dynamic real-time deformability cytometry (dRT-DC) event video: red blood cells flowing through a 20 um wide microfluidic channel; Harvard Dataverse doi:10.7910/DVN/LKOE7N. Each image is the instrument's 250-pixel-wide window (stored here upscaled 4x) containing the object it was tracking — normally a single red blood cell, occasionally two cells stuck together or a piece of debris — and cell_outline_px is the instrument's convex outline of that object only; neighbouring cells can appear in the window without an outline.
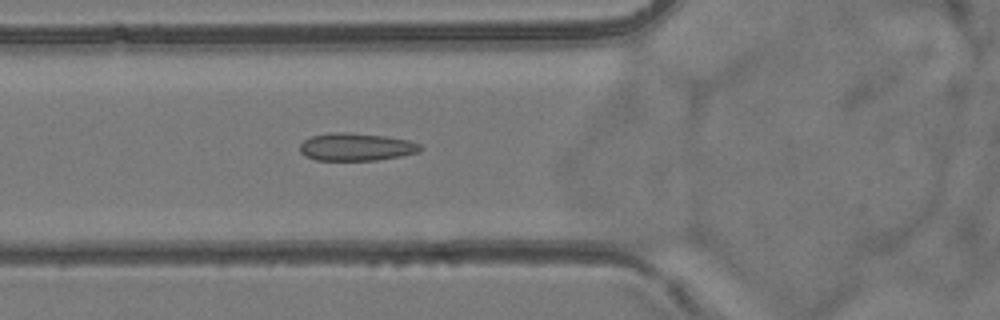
{"species": "common noctule bat (a hibernating species)", "species_latin": "Nyctalus noctula", "temperature_condition": "room temperature", "stored_images_in_passage": 54, "camera_frame_rate_fps": 3000, "um_per_image_px": 0.085, "animal": {"sex": "female", "body_mass_g": 24.6, "forearm_length_mm": 56.2}, "frame": {"image": 1, "passage_image": 20, "time_ms": 6.333, "image_size_px": [1000, 320], "cell_outline_px": [[424, 148], [420, 152], [400, 156], [376, 160], [316, 160], [304, 156], [300, 152], [300, 144], [304, 140], [312, 136], [336, 132], [348, 132], [384, 136], [408, 140], [420, 144]], "centroid_in_image_um": [30.28, 12.49], "position_along_channel_um": 95.5, "area_um2": 19.42}}
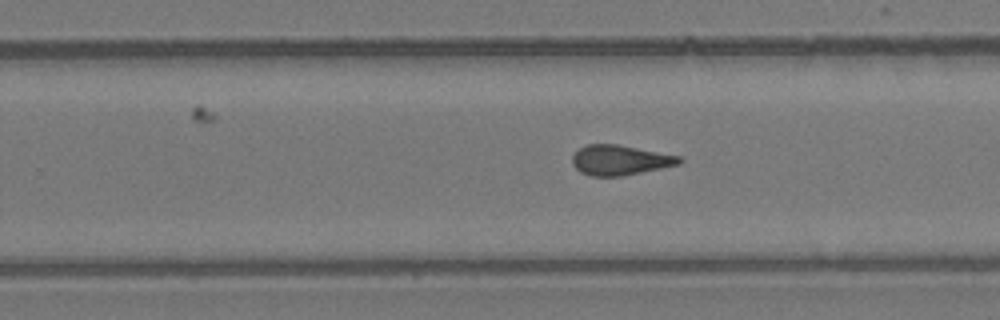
{"frame": {"image": 2, "passage_image": 34, "time_ms": 11.0, "image_size_px": [1000, 320], "cell_outline_px": [[684, 160], [680, 164], [624, 176], [588, 176], [580, 172], [572, 164], [572, 156], [580, 148], [588, 144], [616, 144], [680, 156]], "centroid_in_image_um": [52.7, 13.62], "position_along_channel_um": 277.1, "area_um2": 18.73}}
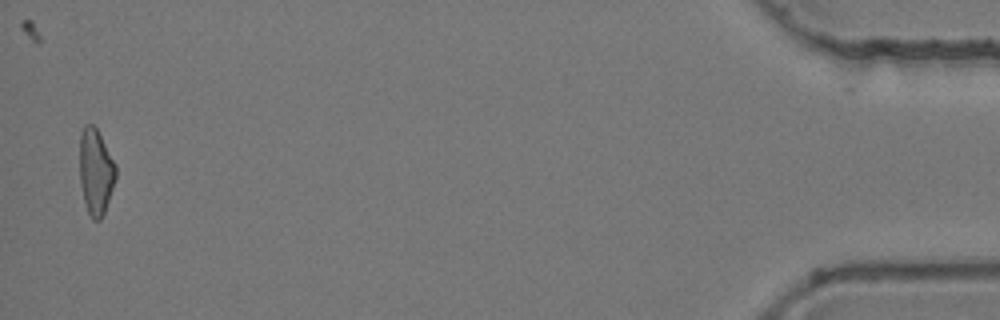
{"frame": {"image": 3, "passage_image": 53, "time_ms": 17.333, "image_size_px": [1000, 320], "cell_outline_px": [[116, 176], [104, 212], [100, 220], [92, 220], [88, 212], [84, 200], [80, 184], [80, 132], [84, 124], [92, 124], [96, 128], [116, 164]], "centroid_in_image_um": [8.12, 14.57], "position_along_channel_um": 427.1, "area_um2": 17.92}, "authors_computed_cell_mechanics": {"area_um2": 19.0162, "velocity_mm_per_s": 3.8833, "shape_relaxation_time_tau1_ms": null, "shape_relaxation_time_tau2_ms": 2.2819, "deformation_change_tau1": null, "deformation_change_tau2": 0.0877}}